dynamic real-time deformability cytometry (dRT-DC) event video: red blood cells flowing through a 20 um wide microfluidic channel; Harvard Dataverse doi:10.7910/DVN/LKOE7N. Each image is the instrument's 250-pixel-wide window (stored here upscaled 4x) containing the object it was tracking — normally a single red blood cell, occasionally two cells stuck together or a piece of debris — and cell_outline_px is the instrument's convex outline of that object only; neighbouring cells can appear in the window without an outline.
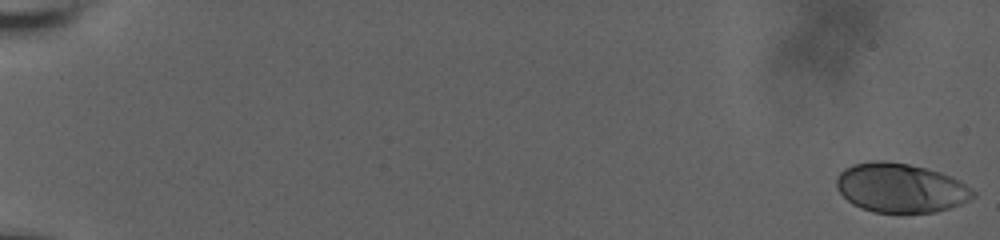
{"species": "human", "species_latin": "Homo sapiens", "temperature_condition": "room temperature", "stored_images_in_passage": 79, "camera_frame_rate_fps": 3000, "um_per_image_px": 0.085, "donor": {"sex": "male"}, "frame": {"image": 1, "passage_image": 1, "time_ms": 0.0, "image_size_px": [1000, 240], "cell_outline_px": [[976, 196], [960, 204], [936, 212], [876, 212], [852, 204], [836, 188], [836, 176], [844, 168], [852, 164], [872, 160], [884, 160], [908, 164], [940, 172], [952, 176], [960, 180], [976, 192]], "centroid_in_image_um": [76.54, 15.95], "position_along_channel_um": 8.5, "area_um2": 39.19}}
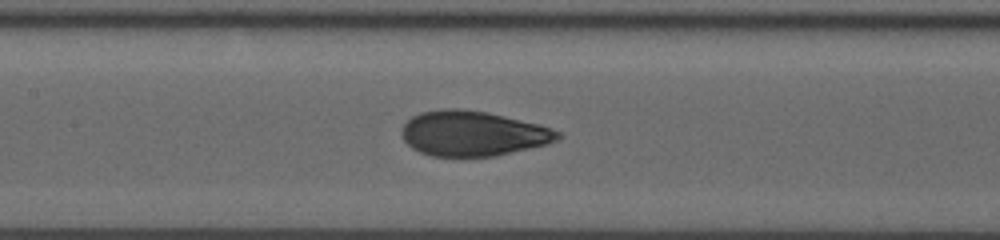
{"frame": {"image": 2, "passage_image": 39, "time_ms": 10.333, "image_size_px": [1000, 240], "cell_outline_px": [[560, 136], [556, 140], [544, 144], [496, 156], [432, 156], [420, 152], [412, 148], [404, 140], [400, 132], [404, 124], [412, 116], [420, 112], [444, 108], [456, 108], [484, 112], [504, 116], [536, 124], [560, 132]], "centroid_in_image_um": [40.11, 11.34], "position_along_channel_um": 167.3, "area_um2": 40.4}}
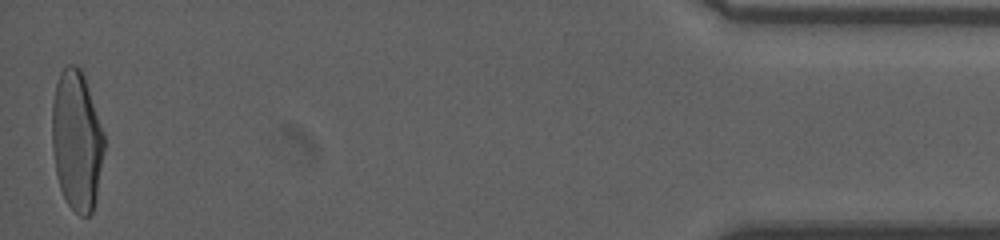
{"frame": {"image": 3, "passage_image": 79, "time_ms": 19.667, "image_size_px": [1000, 240], "cell_outline_px": [[104, 152], [96, 196], [92, 212], [88, 216], [80, 216], [68, 204], [60, 188], [56, 172], [52, 148], [52, 104], [56, 84], [60, 72], [68, 64], [76, 64], [80, 68], [84, 76], [104, 132]], "centroid_in_image_um": [6.52, 11.93], "position_along_channel_um": 428.7, "area_um2": 42.37}, "authors_computed_cell_mechanics": {"area_um2": 40.749, "velocity_mm_per_s": 3.6602, "shape_relaxation_time_tau1_ms": 4.554, "shape_relaxation_time_tau2_ms": 0.6777, "deformation_change_tau1": 0.1996, "deformation_change_tau2": 0.0621}}